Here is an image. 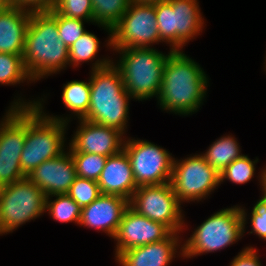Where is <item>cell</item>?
Returning a JSON list of instances; mask_svg holds the SVG:
<instances>
[{
  "label": "cell",
  "instance_id": "1",
  "mask_svg": "<svg viewBox=\"0 0 266 266\" xmlns=\"http://www.w3.org/2000/svg\"><path fill=\"white\" fill-rule=\"evenodd\" d=\"M207 84L208 78L199 64L183 51L171 49L157 97L160 107L184 116L196 112L205 98Z\"/></svg>",
  "mask_w": 266,
  "mask_h": 266
},
{
  "label": "cell",
  "instance_id": "2",
  "mask_svg": "<svg viewBox=\"0 0 266 266\" xmlns=\"http://www.w3.org/2000/svg\"><path fill=\"white\" fill-rule=\"evenodd\" d=\"M24 67L32 81L69 65V49L59 38L57 13L31 12L25 35Z\"/></svg>",
  "mask_w": 266,
  "mask_h": 266
},
{
  "label": "cell",
  "instance_id": "3",
  "mask_svg": "<svg viewBox=\"0 0 266 266\" xmlns=\"http://www.w3.org/2000/svg\"><path fill=\"white\" fill-rule=\"evenodd\" d=\"M90 77V104L83 118L125 132L130 95L120 70L110 59L93 63Z\"/></svg>",
  "mask_w": 266,
  "mask_h": 266
},
{
  "label": "cell",
  "instance_id": "4",
  "mask_svg": "<svg viewBox=\"0 0 266 266\" xmlns=\"http://www.w3.org/2000/svg\"><path fill=\"white\" fill-rule=\"evenodd\" d=\"M11 108H26V137L21 153L20 165L27 177L42 162L59 157L64 153V135L67 120L47 116L40 101L14 102Z\"/></svg>",
  "mask_w": 266,
  "mask_h": 266
},
{
  "label": "cell",
  "instance_id": "5",
  "mask_svg": "<svg viewBox=\"0 0 266 266\" xmlns=\"http://www.w3.org/2000/svg\"><path fill=\"white\" fill-rule=\"evenodd\" d=\"M114 50L121 54L115 66L120 70L125 89L131 98L142 101L158 97L169 54L164 55L151 47Z\"/></svg>",
  "mask_w": 266,
  "mask_h": 266
},
{
  "label": "cell",
  "instance_id": "6",
  "mask_svg": "<svg viewBox=\"0 0 266 266\" xmlns=\"http://www.w3.org/2000/svg\"><path fill=\"white\" fill-rule=\"evenodd\" d=\"M246 215L245 209L238 206L214 213L181 245L180 255L191 258L223 249L240 240L245 231Z\"/></svg>",
  "mask_w": 266,
  "mask_h": 266
},
{
  "label": "cell",
  "instance_id": "7",
  "mask_svg": "<svg viewBox=\"0 0 266 266\" xmlns=\"http://www.w3.org/2000/svg\"><path fill=\"white\" fill-rule=\"evenodd\" d=\"M157 27L162 42L173 51L202 32L204 19L197 0H166L154 4Z\"/></svg>",
  "mask_w": 266,
  "mask_h": 266
},
{
  "label": "cell",
  "instance_id": "8",
  "mask_svg": "<svg viewBox=\"0 0 266 266\" xmlns=\"http://www.w3.org/2000/svg\"><path fill=\"white\" fill-rule=\"evenodd\" d=\"M45 201L44 192L28 177L0 187V234L42 215Z\"/></svg>",
  "mask_w": 266,
  "mask_h": 266
},
{
  "label": "cell",
  "instance_id": "9",
  "mask_svg": "<svg viewBox=\"0 0 266 266\" xmlns=\"http://www.w3.org/2000/svg\"><path fill=\"white\" fill-rule=\"evenodd\" d=\"M161 41L154 4L131 1L127 11L111 29V47L114 49L149 48Z\"/></svg>",
  "mask_w": 266,
  "mask_h": 266
},
{
  "label": "cell",
  "instance_id": "10",
  "mask_svg": "<svg viewBox=\"0 0 266 266\" xmlns=\"http://www.w3.org/2000/svg\"><path fill=\"white\" fill-rule=\"evenodd\" d=\"M180 205L170 182L138 186L129 201V206L138 214L163 223L175 233L185 227Z\"/></svg>",
  "mask_w": 266,
  "mask_h": 266
},
{
  "label": "cell",
  "instance_id": "11",
  "mask_svg": "<svg viewBox=\"0 0 266 266\" xmlns=\"http://www.w3.org/2000/svg\"><path fill=\"white\" fill-rule=\"evenodd\" d=\"M180 203L199 201L207 197L219 184L220 173L199 154L182 161H173L170 181Z\"/></svg>",
  "mask_w": 266,
  "mask_h": 266
},
{
  "label": "cell",
  "instance_id": "12",
  "mask_svg": "<svg viewBox=\"0 0 266 266\" xmlns=\"http://www.w3.org/2000/svg\"><path fill=\"white\" fill-rule=\"evenodd\" d=\"M123 149L128 155L137 186L160 185L171 181L173 161L171 154L149 141L128 139Z\"/></svg>",
  "mask_w": 266,
  "mask_h": 266
},
{
  "label": "cell",
  "instance_id": "13",
  "mask_svg": "<svg viewBox=\"0 0 266 266\" xmlns=\"http://www.w3.org/2000/svg\"><path fill=\"white\" fill-rule=\"evenodd\" d=\"M172 231L163 223L138 214L130 206L123 214L114 239L116 256L121 252L166 239Z\"/></svg>",
  "mask_w": 266,
  "mask_h": 266
},
{
  "label": "cell",
  "instance_id": "14",
  "mask_svg": "<svg viewBox=\"0 0 266 266\" xmlns=\"http://www.w3.org/2000/svg\"><path fill=\"white\" fill-rule=\"evenodd\" d=\"M79 129L75 132L70 152L99 154L110 157L123 149V133L115 128L80 119Z\"/></svg>",
  "mask_w": 266,
  "mask_h": 266
},
{
  "label": "cell",
  "instance_id": "15",
  "mask_svg": "<svg viewBox=\"0 0 266 266\" xmlns=\"http://www.w3.org/2000/svg\"><path fill=\"white\" fill-rule=\"evenodd\" d=\"M45 194L51 197L57 194H67L76 178V166L69 152L59 157L42 162L27 176Z\"/></svg>",
  "mask_w": 266,
  "mask_h": 266
},
{
  "label": "cell",
  "instance_id": "16",
  "mask_svg": "<svg viewBox=\"0 0 266 266\" xmlns=\"http://www.w3.org/2000/svg\"><path fill=\"white\" fill-rule=\"evenodd\" d=\"M128 207L129 200L121 196L101 194L91 204L82 208L79 224L102 230L114 238Z\"/></svg>",
  "mask_w": 266,
  "mask_h": 266
},
{
  "label": "cell",
  "instance_id": "17",
  "mask_svg": "<svg viewBox=\"0 0 266 266\" xmlns=\"http://www.w3.org/2000/svg\"><path fill=\"white\" fill-rule=\"evenodd\" d=\"M97 182L101 194L118 195L130 201L138 186L133 177L130 159L124 149L107 157Z\"/></svg>",
  "mask_w": 266,
  "mask_h": 266
},
{
  "label": "cell",
  "instance_id": "18",
  "mask_svg": "<svg viewBox=\"0 0 266 266\" xmlns=\"http://www.w3.org/2000/svg\"><path fill=\"white\" fill-rule=\"evenodd\" d=\"M178 233L166 239L121 252L115 259L122 266H168L179 245Z\"/></svg>",
  "mask_w": 266,
  "mask_h": 266
},
{
  "label": "cell",
  "instance_id": "19",
  "mask_svg": "<svg viewBox=\"0 0 266 266\" xmlns=\"http://www.w3.org/2000/svg\"><path fill=\"white\" fill-rule=\"evenodd\" d=\"M31 12L7 6L0 12V53L23 55Z\"/></svg>",
  "mask_w": 266,
  "mask_h": 266
},
{
  "label": "cell",
  "instance_id": "20",
  "mask_svg": "<svg viewBox=\"0 0 266 266\" xmlns=\"http://www.w3.org/2000/svg\"><path fill=\"white\" fill-rule=\"evenodd\" d=\"M26 137V108H10L0 124V160L20 161Z\"/></svg>",
  "mask_w": 266,
  "mask_h": 266
},
{
  "label": "cell",
  "instance_id": "21",
  "mask_svg": "<svg viewBox=\"0 0 266 266\" xmlns=\"http://www.w3.org/2000/svg\"><path fill=\"white\" fill-rule=\"evenodd\" d=\"M237 140L233 136H224L216 140L202 156L205 161L221 173L235 159L242 157Z\"/></svg>",
  "mask_w": 266,
  "mask_h": 266
},
{
  "label": "cell",
  "instance_id": "22",
  "mask_svg": "<svg viewBox=\"0 0 266 266\" xmlns=\"http://www.w3.org/2000/svg\"><path fill=\"white\" fill-rule=\"evenodd\" d=\"M93 22L104 27L109 33L107 45H111V29L127 11L131 0H91Z\"/></svg>",
  "mask_w": 266,
  "mask_h": 266
},
{
  "label": "cell",
  "instance_id": "23",
  "mask_svg": "<svg viewBox=\"0 0 266 266\" xmlns=\"http://www.w3.org/2000/svg\"><path fill=\"white\" fill-rule=\"evenodd\" d=\"M62 100L64 105L73 111L78 119H83L88 113L90 104V79L85 81H70L63 85Z\"/></svg>",
  "mask_w": 266,
  "mask_h": 266
},
{
  "label": "cell",
  "instance_id": "24",
  "mask_svg": "<svg viewBox=\"0 0 266 266\" xmlns=\"http://www.w3.org/2000/svg\"><path fill=\"white\" fill-rule=\"evenodd\" d=\"M55 200H50L46 197L45 210L59 222H74L79 224L82 208L68 195L57 194Z\"/></svg>",
  "mask_w": 266,
  "mask_h": 266
},
{
  "label": "cell",
  "instance_id": "25",
  "mask_svg": "<svg viewBox=\"0 0 266 266\" xmlns=\"http://www.w3.org/2000/svg\"><path fill=\"white\" fill-rule=\"evenodd\" d=\"M23 55L0 53V83L5 85L20 84L23 81H32L28 75Z\"/></svg>",
  "mask_w": 266,
  "mask_h": 266
},
{
  "label": "cell",
  "instance_id": "26",
  "mask_svg": "<svg viewBox=\"0 0 266 266\" xmlns=\"http://www.w3.org/2000/svg\"><path fill=\"white\" fill-rule=\"evenodd\" d=\"M76 166V176L98 181L107 157L99 154L70 152Z\"/></svg>",
  "mask_w": 266,
  "mask_h": 266
},
{
  "label": "cell",
  "instance_id": "27",
  "mask_svg": "<svg viewBox=\"0 0 266 266\" xmlns=\"http://www.w3.org/2000/svg\"><path fill=\"white\" fill-rule=\"evenodd\" d=\"M99 44V39L94 34L86 31L69 48V64L78 66L80 62L92 61L99 51Z\"/></svg>",
  "mask_w": 266,
  "mask_h": 266
},
{
  "label": "cell",
  "instance_id": "28",
  "mask_svg": "<svg viewBox=\"0 0 266 266\" xmlns=\"http://www.w3.org/2000/svg\"><path fill=\"white\" fill-rule=\"evenodd\" d=\"M256 162L258 159L252 161L247 155L235 159L220 173V182L227 179L236 184L247 183L255 174Z\"/></svg>",
  "mask_w": 266,
  "mask_h": 266
},
{
  "label": "cell",
  "instance_id": "29",
  "mask_svg": "<svg viewBox=\"0 0 266 266\" xmlns=\"http://www.w3.org/2000/svg\"><path fill=\"white\" fill-rule=\"evenodd\" d=\"M67 194L83 208L97 199L101 192L97 181L76 176Z\"/></svg>",
  "mask_w": 266,
  "mask_h": 266
},
{
  "label": "cell",
  "instance_id": "30",
  "mask_svg": "<svg viewBox=\"0 0 266 266\" xmlns=\"http://www.w3.org/2000/svg\"><path fill=\"white\" fill-rule=\"evenodd\" d=\"M53 10L68 18L81 19L93 23L91 0H56Z\"/></svg>",
  "mask_w": 266,
  "mask_h": 266
},
{
  "label": "cell",
  "instance_id": "31",
  "mask_svg": "<svg viewBox=\"0 0 266 266\" xmlns=\"http://www.w3.org/2000/svg\"><path fill=\"white\" fill-rule=\"evenodd\" d=\"M84 20L68 18L57 13L59 38L69 49L85 32Z\"/></svg>",
  "mask_w": 266,
  "mask_h": 266
},
{
  "label": "cell",
  "instance_id": "32",
  "mask_svg": "<svg viewBox=\"0 0 266 266\" xmlns=\"http://www.w3.org/2000/svg\"><path fill=\"white\" fill-rule=\"evenodd\" d=\"M25 177L20 161L0 160V187L10 185Z\"/></svg>",
  "mask_w": 266,
  "mask_h": 266
},
{
  "label": "cell",
  "instance_id": "33",
  "mask_svg": "<svg viewBox=\"0 0 266 266\" xmlns=\"http://www.w3.org/2000/svg\"><path fill=\"white\" fill-rule=\"evenodd\" d=\"M251 234L254 233L266 240V201L262 198L257 201L251 212Z\"/></svg>",
  "mask_w": 266,
  "mask_h": 266
},
{
  "label": "cell",
  "instance_id": "34",
  "mask_svg": "<svg viewBox=\"0 0 266 266\" xmlns=\"http://www.w3.org/2000/svg\"><path fill=\"white\" fill-rule=\"evenodd\" d=\"M56 0H7L8 6L29 12H48L53 9Z\"/></svg>",
  "mask_w": 266,
  "mask_h": 266
},
{
  "label": "cell",
  "instance_id": "35",
  "mask_svg": "<svg viewBox=\"0 0 266 266\" xmlns=\"http://www.w3.org/2000/svg\"><path fill=\"white\" fill-rule=\"evenodd\" d=\"M257 251L253 247L243 249L231 262L230 266H261Z\"/></svg>",
  "mask_w": 266,
  "mask_h": 266
},
{
  "label": "cell",
  "instance_id": "36",
  "mask_svg": "<svg viewBox=\"0 0 266 266\" xmlns=\"http://www.w3.org/2000/svg\"><path fill=\"white\" fill-rule=\"evenodd\" d=\"M260 183L261 185L263 186L262 187V191H263V196L261 197L264 201H266V171L263 170V172H261V175H260Z\"/></svg>",
  "mask_w": 266,
  "mask_h": 266
},
{
  "label": "cell",
  "instance_id": "37",
  "mask_svg": "<svg viewBox=\"0 0 266 266\" xmlns=\"http://www.w3.org/2000/svg\"><path fill=\"white\" fill-rule=\"evenodd\" d=\"M131 1L135 3H140V4H156L158 2H162L166 0H131Z\"/></svg>",
  "mask_w": 266,
  "mask_h": 266
},
{
  "label": "cell",
  "instance_id": "38",
  "mask_svg": "<svg viewBox=\"0 0 266 266\" xmlns=\"http://www.w3.org/2000/svg\"><path fill=\"white\" fill-rule=\"evenodd\" d=\"M8 6L7 0H0V12Z\"/></svg>",
  "mask_w": 266,
  "mask_h": 266
}]
</instances>
